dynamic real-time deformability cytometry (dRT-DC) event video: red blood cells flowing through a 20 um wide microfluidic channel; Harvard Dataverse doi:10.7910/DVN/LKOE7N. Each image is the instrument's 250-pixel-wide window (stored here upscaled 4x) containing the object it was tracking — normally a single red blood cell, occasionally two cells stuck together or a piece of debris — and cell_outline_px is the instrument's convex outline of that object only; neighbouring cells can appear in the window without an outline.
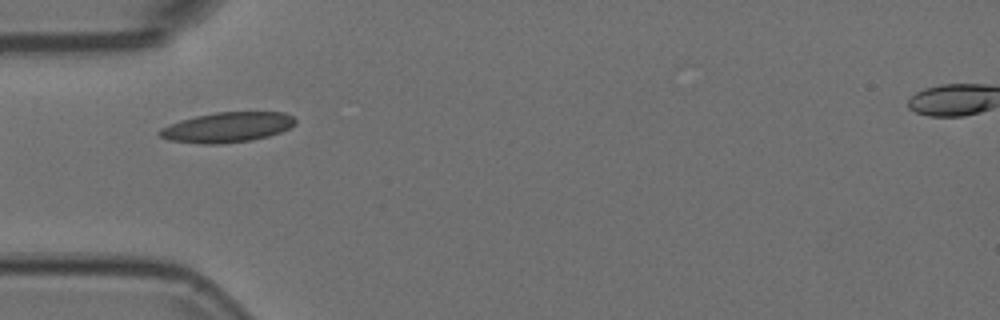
{"species": "Egyptian fruit bat (a non-hibernating species)", "species_latin": "Rousettus aegyptiacus", "temperature_condition": "room temperature", "stored_images_in_passage": 11, "camera_frame_rate_fps": 3000, "um_per_image_px": 0.085, "animal": {"sex": "female"}, "frame": {"image": 1, "passage_image": 1, "time_ms": 0.0, "image_size_px": [1000, 320], "cell_outline_px": [[296, 124], [280, 132], [268, 136], [252, 140], [220, 144], [200, 144], [168, 140], [160, 136], [156, 132], [160, 128], [180, 120], [196, 116], [216, 112], [284, 112], [292, 116], [296, 120]], "centroid_in_image_um": [19.29, 10.82], "position_along_channel_um": 65.7, "area_um2": 23.87}}
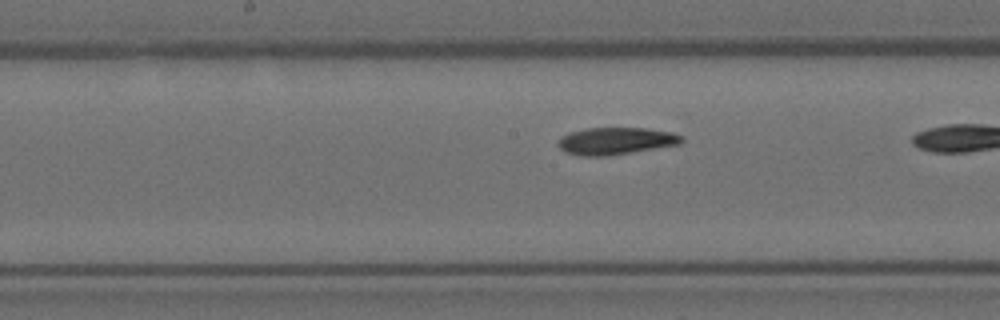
{"frame": {"image": 2, "passage_image": 7, "time_ms": 2.0, "image_size_px": [1000, 320], "cell_outline_px": [[684, 140], [680, 144], [608, 156], [580, 156], [564, 152], [556, 144], [560, 136], [568, 132], [588, 128], [644, 128], [672, 132], [684, 136]], "centroid_in_image_um": [52.31, 11.98], "position_along_channel_um": 195.9, "area_um2": 19.77}}